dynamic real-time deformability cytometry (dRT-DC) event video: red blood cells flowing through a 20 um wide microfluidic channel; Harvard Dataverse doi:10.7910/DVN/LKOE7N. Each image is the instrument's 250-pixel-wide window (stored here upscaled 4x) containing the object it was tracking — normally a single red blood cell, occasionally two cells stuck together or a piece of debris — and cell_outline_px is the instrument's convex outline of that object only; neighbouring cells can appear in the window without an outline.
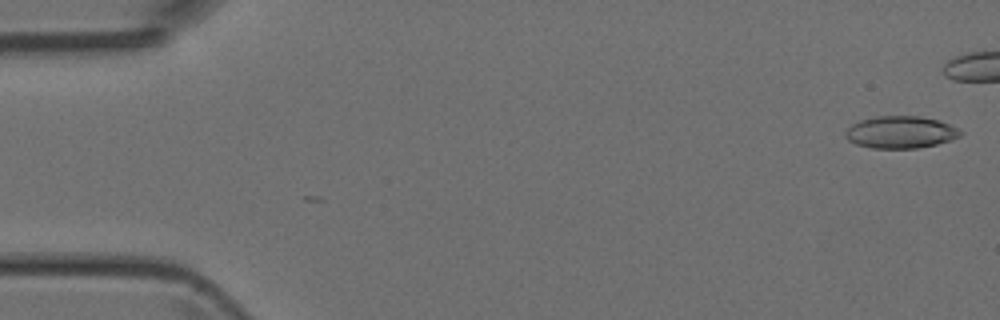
{"species": "Egyptian fruit bat (a non-hibernating species)", "species_latin": "Rousettus aegyptiacus", "temperature_condition": "room temperature", "stored_images_in_passage": 2, "camera_frame_rate_fps": 3000, "um_per_image_px": 0.085, "animal": {"sex": "female"}, "frame": {"image": 1, "passage_image": 2, "time_ms": 0.333, "image_size_px": [1000, 320], "cell_outline_px": [[964, 132], [960, 136], [952, 140], [936, 144], [916, 148], [872, 148], [856, 144], [848, 140], [844, 136], [844, 132], [852, 124], [860, 120], [876, 116], [920, 116], [936, 120], [948, 124]], "centroid_in_image_um": [76.53, 11.24], "position_along_channel_um": 8.5, "area_um2": 21.5}}